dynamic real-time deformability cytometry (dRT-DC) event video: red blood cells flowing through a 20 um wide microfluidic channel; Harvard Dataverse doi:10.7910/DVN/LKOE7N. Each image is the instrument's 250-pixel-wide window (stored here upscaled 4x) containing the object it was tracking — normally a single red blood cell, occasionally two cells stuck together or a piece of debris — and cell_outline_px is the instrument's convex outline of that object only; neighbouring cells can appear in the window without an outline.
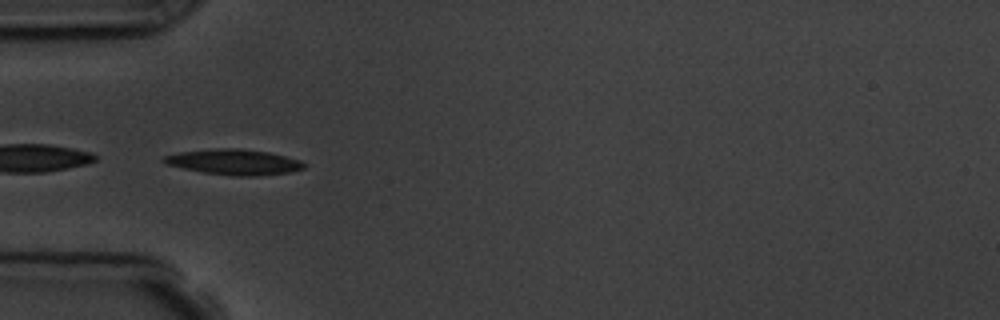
{"species": "common noctule bat (a hibernating species)", "species_latin": "Nyctalus noctula", "temperature_condition": "room temperature", "stored_images_in_passage": 9, "camera_frame_rate_fps": 3000, "um_per_image_px": 0.085, "animal": {"sex": "male", "body_mass_g": 19.5, "forearm_length_mm": 54.6}, "frame": {"image": 1, "passage_image": 6, "time_ms": 5.667, "image_size_px": [1000, 320], "cell_outline_px": [[308, 164], [304, 168], [288, 172], [252, 176], [232, 176], [204, 172], [164, 164], [160, 160], [164, 156], [180, 152], [216, 148], [240, 148], [268, 152], [300, 160]], "centroid_in_image_um": [19.88, 13.76], "position_along_channel_um": 65.1, "area_um2": 20.75}}